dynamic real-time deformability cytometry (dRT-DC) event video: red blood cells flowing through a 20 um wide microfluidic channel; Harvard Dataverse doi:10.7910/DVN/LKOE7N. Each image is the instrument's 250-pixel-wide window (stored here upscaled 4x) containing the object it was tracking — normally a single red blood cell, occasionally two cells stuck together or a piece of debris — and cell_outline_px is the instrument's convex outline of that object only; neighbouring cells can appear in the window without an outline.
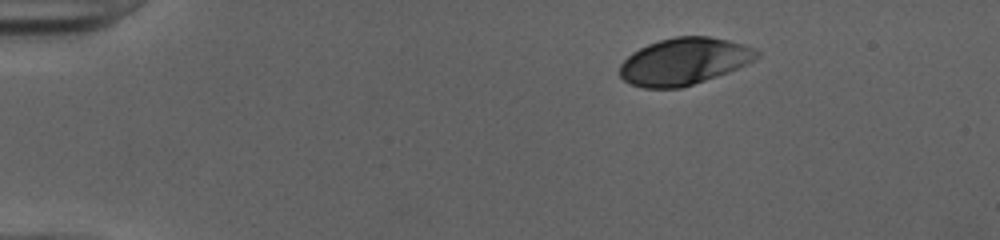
{"species": "human", "species_latin": "Homo sapiens", "temperature_condition": "cold", "stored_images_in_passage": 9, "camera_frame_rate_fps": 3000, "um_per_image_px": 0.085, "donor": {"sex": "female"}, "frame": {"image": 1, "passage_image": 1, "time_ms": 0.0, "image_size_px": [1000, 240], "cell_outline_px": [[760, 56], [748, 64], [728, 72], [680, 88], [644, 88], [632, 84], [624, 80], [620, 76], [620, 64], [632, 52], [648, 44], [660, 40], [676, 36], [708, 36], [728, 40], [744, 44], [756, 48], [760, 52]], "centroid_in_image_um": [58.17, 5.21], "position_along_channel_um": 26.8, "area_um2": 37.4}}